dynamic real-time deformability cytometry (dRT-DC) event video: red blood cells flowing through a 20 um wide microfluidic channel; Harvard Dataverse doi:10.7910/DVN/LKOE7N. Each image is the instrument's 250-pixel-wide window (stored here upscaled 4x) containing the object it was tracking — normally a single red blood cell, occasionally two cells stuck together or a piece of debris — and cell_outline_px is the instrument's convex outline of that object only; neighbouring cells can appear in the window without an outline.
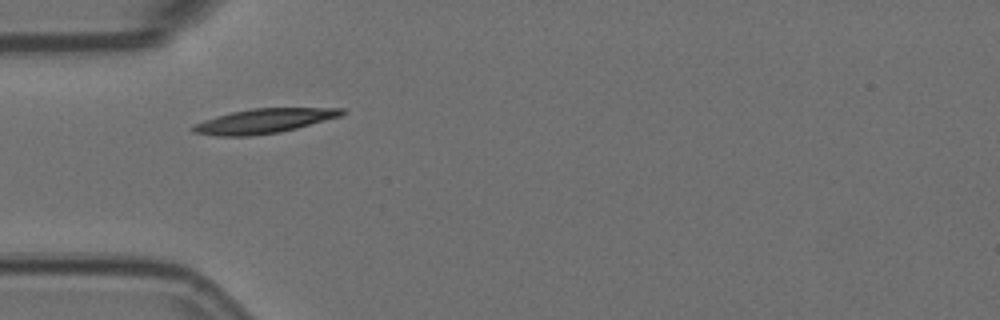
{"species": "Egyptian fruit bat (a non-hibernating species)", "species_latin": "Rousettus aegyptiacus", "temperature_condition": "room temperature", "stored_images_in_passage": 3, "camera_frame_rate_fps": 3000, "um_per_image_px": 0.085, "animal": {"sex": "female"}, "frame": {"image": 1, "passage_image": 1, "time_ms": 0.0, "image_size_px": [1000, 320], "cell_outline_px": [[348, 112], [340, 116], [296, 128], [280, 132], [248, 136], [216, 136], [192, 132], [192, 124], [216, 116], [232, 112], [252, 108], [344, 108]], "centroid_in_image_um": [22.42, 10.28], "position_along_channel_um": 62.6, "area_um2": 21.21}}
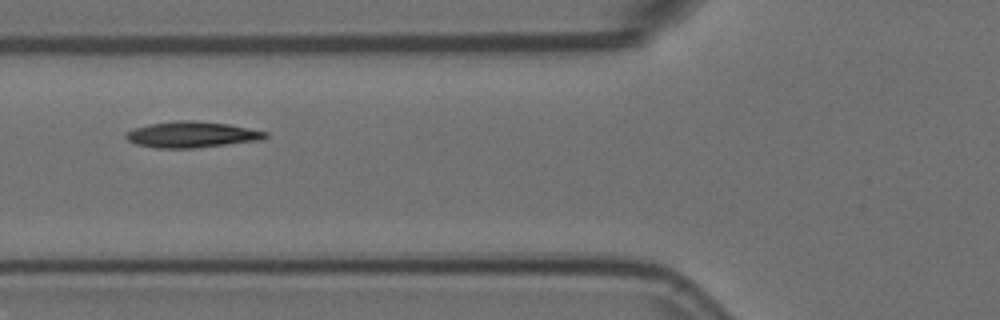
{"frame": {"image": 2, "passage_image": 2, "time_ms": 0.333, "image_size_px": [1000, 320], "cell_outline_px": [[268, 136], [264, 140], [192, 148], [156, 148], [136, 144], [128, 140], [124, 136], [124, 132], [136, 128], [152, 124], [176, 120], [192, 120], [228, 124], [268, 132]], "centroid_in_image_um": [16.32, 11.44], "position_along_channel_um": 109.5, "area_um2": 21.1}}
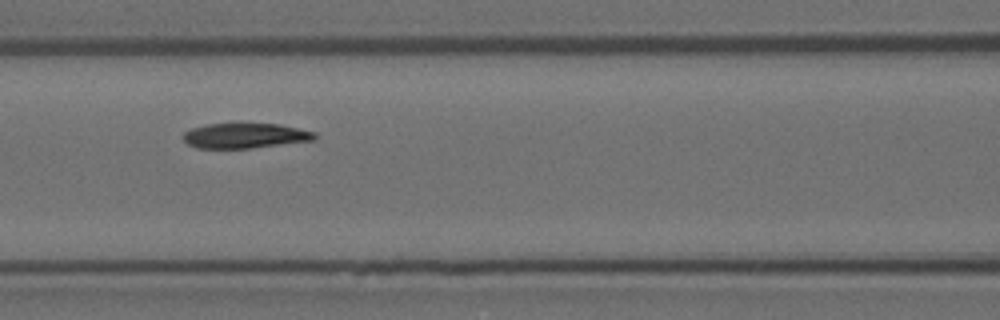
{"frame": {"image": 3, "passage_image": 3, "time_ms": 0.667, "image_size_px": [1000, 320], "cell_outline_px": [[316, 140], [248, 148], [196, 148], [188, 144], [184, 140], [184, 132], [192, 128], [208, 124], [280, 124], [316, 132]], "centroid_in_image_um": [20.85, 11.53], "position_along_channel_um": 145.8, "area_um2": 19.02}}